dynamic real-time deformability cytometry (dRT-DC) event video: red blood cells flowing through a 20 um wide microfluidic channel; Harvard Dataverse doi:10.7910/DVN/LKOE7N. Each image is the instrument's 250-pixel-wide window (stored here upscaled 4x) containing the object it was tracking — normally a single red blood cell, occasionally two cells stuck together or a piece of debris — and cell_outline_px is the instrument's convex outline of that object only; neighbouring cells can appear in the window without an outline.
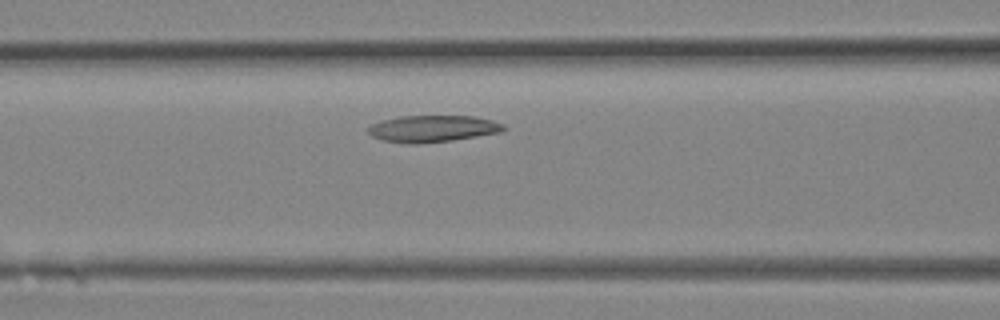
{"species": "Egyptian fruit bat (a non-hibernating species)", "species_latin": "Rousettus aegyptiacus", "temperature_condition": "room temperature", "stored_images_in_passage": 10, "camera_frame_rate_fps": 3000, "um_per_image_px": 0.085, "animal": {"sex": "female"}, "frame": {"image": 1, "passage_image": 6, "time_ms": 1.667, "image_size_px": [1000, 320], "cell_outline_px": [[508, 128], [504, 132], [452, 140], [416, 144], [408, 144], [380, 140], [372, 136], [368, 132], [368, 128], [372, 124], [380, 120], [400, 116], [476, 116], [492, 120], [504, 124]], "centroid_in_image_um": [36.8, 10.94], "position_along_channel_um": 129.8, "area_um2": 21.39}}
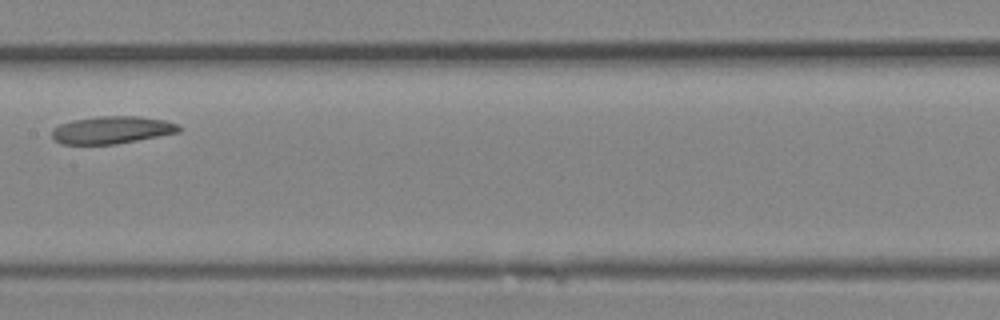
{"frame": {"image": 2, "passage_image": 9, "time_ms": 2.667, "image_size_px": [1000, 320], "cell_outline_px": [[180, 132], [116, 144], [60, 144], [52, 140], [52, 128], [60, 124], [72, 120], [96, 116], [140, 116], [164, 120], [176, 124], [180, 128]], "centroid_in_image_um": [9.45, 11.04], "position_along_channel_um": 197.9, "area_um2": 20.4}}